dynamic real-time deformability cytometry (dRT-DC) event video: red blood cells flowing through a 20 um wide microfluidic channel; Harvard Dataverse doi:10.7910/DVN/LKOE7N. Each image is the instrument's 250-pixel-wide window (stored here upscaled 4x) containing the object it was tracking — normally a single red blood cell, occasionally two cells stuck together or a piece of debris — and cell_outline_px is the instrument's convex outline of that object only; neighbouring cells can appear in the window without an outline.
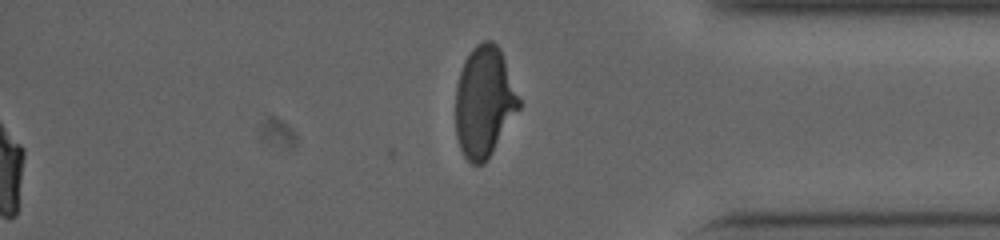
{"species": "human", "species_latin": "Homo sapiens", "temperature_condition": "cold", "stored_images_in_passage": 35, "segment_of_instrument_passage": [2, 2], "camera_frame_rate_fps": 3000, "um_per_image_px": 0.085, "donor": {"sex": "male"}, "frame": {"image": 1, "passage_image": 35, "time_ms": 16.0, "image_size_px": [1000, 240], "cell_outline_px": [[520, 108], [492, 152], [484, 164], [472, 164], [464, 156], [460, 148], [456, 136], [456, 84], [464, 60], [472, 48], [476, 44], [484, 40], [492, 40], [500, 48], [520, 100]], "centroid_in_image_um": [41.14, 8.64], "position_along_channel_um": 394.1, "area_um2": 40.81}}